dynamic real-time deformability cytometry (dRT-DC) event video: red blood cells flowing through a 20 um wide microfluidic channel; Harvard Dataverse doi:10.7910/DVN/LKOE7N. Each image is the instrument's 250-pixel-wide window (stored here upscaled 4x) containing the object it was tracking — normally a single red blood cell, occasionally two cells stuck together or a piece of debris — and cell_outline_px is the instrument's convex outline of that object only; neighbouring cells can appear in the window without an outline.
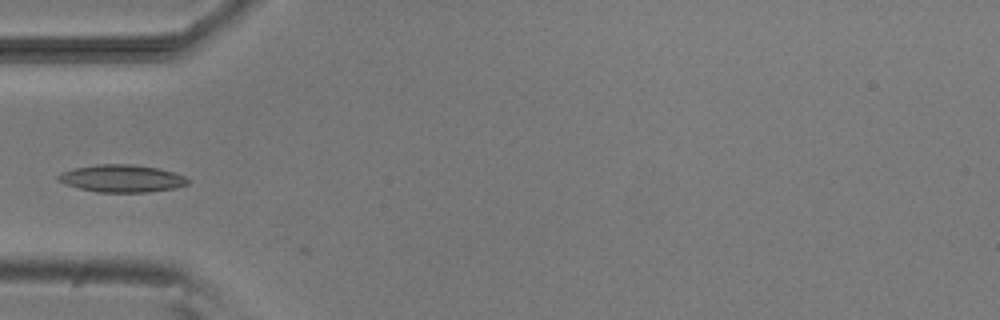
{"species": "common noctule bat (a hibernating species)", "species_latin": "Nyctalus noctula", "temperature_condition": "room temperature", "stored_images_in_passage": 5, "camera_frame_rate_fps": 3000, "um_per_image_px": 0.085, "animal": {"sex": "male", "body_mass_g": 20.5, "forearm_length_mm": 52.5}, "frame": {"image": 1, "passage_image": 4, "time_ms": 3.333, "image_size_px": [1000, 320], "cell_outline_px": [[192, 180], [188, 184], [176, 188], [148, 192], [96, 192], [64, 184], [56, 180], [56, 176], [60, 172], [76, 168], [96, 164], [132, 164], [156, 168], [172, 172], [184, 176]], "centroid_in_image_um": [10.34, 15.17], "position_along_channel_um": 74.7, "area_um2": 20.81}}
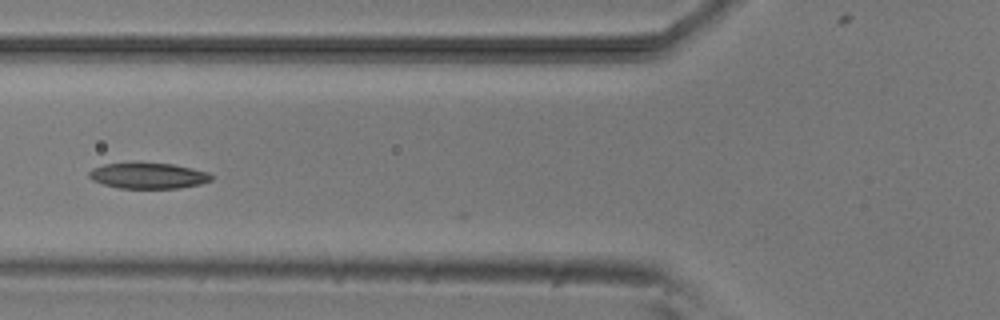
{"frame": {"image": 2, "passage_image": 5, "time_ms": 4.333, "image_size_px": [1000, 320], "cell_outline_px": [[212, 180], [200, 184], [176, 188], [120, 188], [104, 184], [92, 180], [88, 176], [88, 172], [92, 168], [104, 164], [172, 164], [208, 172], [212, 176]], "centroid_in_image_um": [12.58, 14.95], "position_along_channel_um": 113.2, "area_um2": 17.92}}